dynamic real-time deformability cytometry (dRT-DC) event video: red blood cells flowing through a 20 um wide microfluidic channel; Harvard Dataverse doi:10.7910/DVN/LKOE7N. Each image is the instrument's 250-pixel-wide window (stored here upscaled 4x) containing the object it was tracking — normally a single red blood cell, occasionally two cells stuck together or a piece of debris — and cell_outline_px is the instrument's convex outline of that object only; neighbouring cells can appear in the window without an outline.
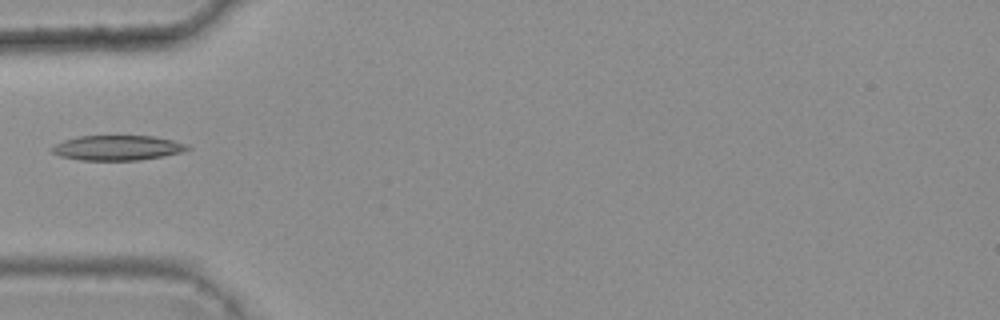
{"species": "common noctule bat (a hibernating species)", "species_latin": "Nyctalus noctula", "temperature_condition": "warm", "stored_images_in_passage": 7, "camera_frame_rate_fps": 3000, "um_per_image_px": 0.085, "animal": {"sex": "female", "body_mass_g": 25.1}, "frame": {"image": 1, "passage_image": 6, "time_ms": 1.667, "image_size_px": [1000, 320], "cell_outline_px": [[192, 148], [180, 152], [164, 156], [140, 160], [80, 160], [60, 156], [52, 152], [48, 148], [64, 140], [76, 136], [152, 136], [172, 140], [188, 144]], "centroid_in_image_um": [9.96, 12.56], "position_along_channel_um": 75.0, "area_um2": 19.77}}
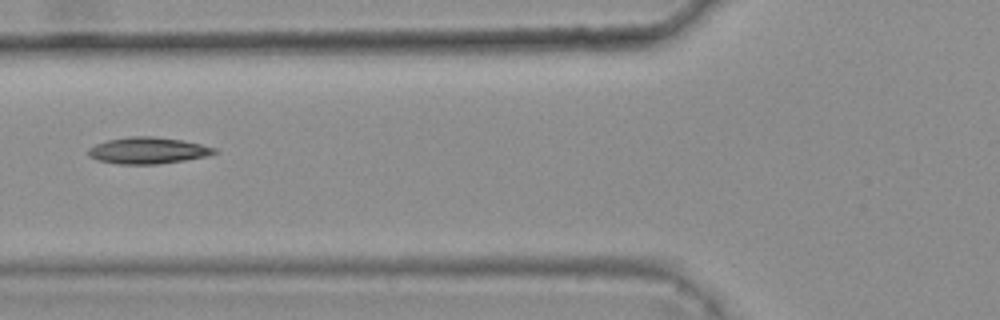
{"frame": {"image": 2, "passage_image": 7, "time_ms": 2.0, "image_size_px": [1000, 320], "cell_outline_px": [[220, 152], [208, 156], [184, 160], [156, 164], [120, 164], [100, 160], [88, 156], [88, 148], [96, 144], [108, 140], [128, 136], [152, 136], [180, 140], [200, 144], [216, 148]], "centroid_in_image_um": [12.59, 12.79], "position_along_channel_um": 113.2, "area_um2": 19.36}}